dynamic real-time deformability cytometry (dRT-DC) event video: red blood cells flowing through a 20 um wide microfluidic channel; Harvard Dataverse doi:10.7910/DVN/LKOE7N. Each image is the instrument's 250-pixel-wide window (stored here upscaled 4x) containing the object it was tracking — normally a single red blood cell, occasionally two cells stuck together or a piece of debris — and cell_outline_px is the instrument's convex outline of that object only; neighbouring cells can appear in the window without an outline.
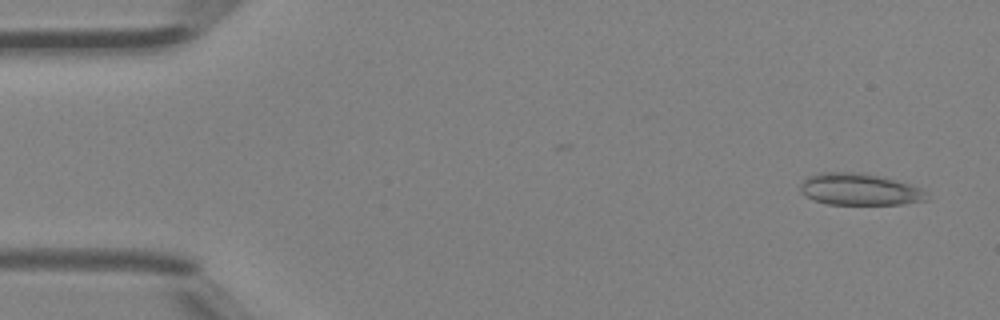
{"species": "Egyptian fruit bat (a non-hibernating species)", "species_latin": "Rousettus aegyptiacus", "temperature_condition": "room temperature", "stored_images_in_passage": 5, "camera_frame_rate_fps": 3000, "um_per_image_px": 0.085, "animal": {"sex": "female"}, "frame": {"image": 1, "passage_image": 1, "time_ms": 0.0, "image_size_px": [1000, 320], "cell_outline_px": [[928, 200], [900, 204], [828, 204], [812, 200], [804, 196], [800, 192], [800, 184], [808, 176], [820, 172], [860, 172], [880, 176], [908, 184], [920, 188], [928, 192]], "centroid_in_image_um": [73.02, 16.1], "position_along_channel_um": 12.0, "area_um2": 23.52}}
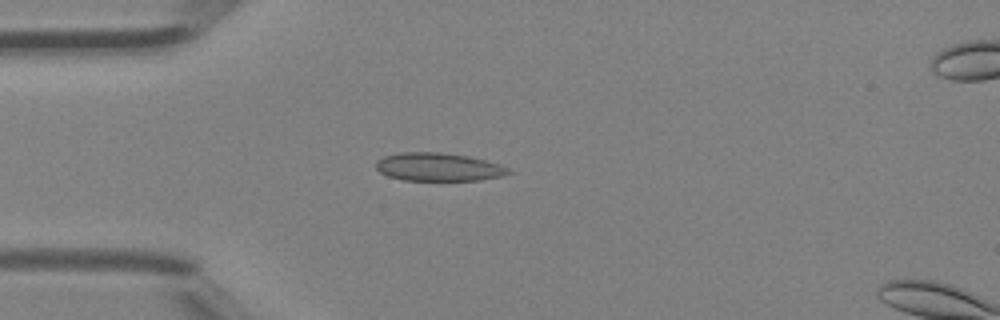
{"frame": {"image": 2, "passage_image": 4, "time_ms": 1.0, "image_size_px": [1000, 320], "cell_outline_px": [[512, 172], [500, 176], [480, 180], [404, 180], [388, 176], [380, 172], [376, 168], [376, 160], [384, 156], [400, 152], [440, 152], [468, 156], [500, 164], [508, 168]], "centroid_in_image_um": [37.24, 14.19], "position_along_channel_um": 47.8, "area_um2": 21.68}}